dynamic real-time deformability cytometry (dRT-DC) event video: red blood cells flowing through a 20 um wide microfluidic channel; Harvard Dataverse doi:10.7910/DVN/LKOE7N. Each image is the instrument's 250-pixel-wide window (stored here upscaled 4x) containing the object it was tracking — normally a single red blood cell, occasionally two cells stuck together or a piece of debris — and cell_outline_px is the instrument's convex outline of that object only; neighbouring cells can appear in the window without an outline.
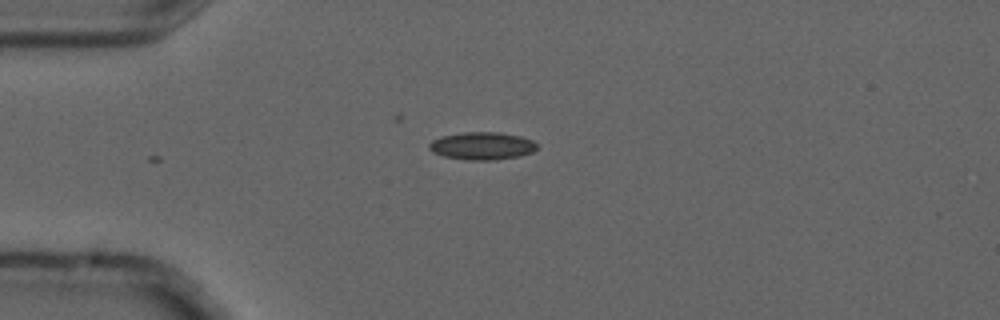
{"species": "common noctule bat (a hibernating species)", "species_latin": "Nyctalus noctula", "temperature_condition": "cold", "stored_images_in_passage": 1, "camera_frame_rate_fps": 3000, "um_per_image_px": 0.085, "animal": {"sex": "male", "forearm_length_mm": 52.5}, "frame": {"image": 1, "passage_image": 1, "time_ms": 0.0, "image_size_px": [1000, 320], "cell_outline_px": [[536, 148], [532, 152], [520, 156], [496, 160], [468, 160], [444, 156], [432, 152], [428, 148], [428, 144], [432, 140], [440, 136], [464, 132], [496, 132], [520, 136], [532, 140], [536, 144]], "centroid_in_image_um": [40.94, 12.4], "position_along_channel_um": 44.1, "area_um2": 17.4}}